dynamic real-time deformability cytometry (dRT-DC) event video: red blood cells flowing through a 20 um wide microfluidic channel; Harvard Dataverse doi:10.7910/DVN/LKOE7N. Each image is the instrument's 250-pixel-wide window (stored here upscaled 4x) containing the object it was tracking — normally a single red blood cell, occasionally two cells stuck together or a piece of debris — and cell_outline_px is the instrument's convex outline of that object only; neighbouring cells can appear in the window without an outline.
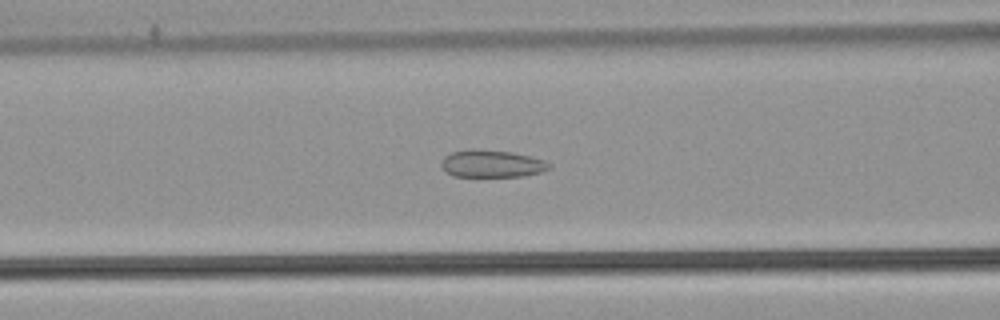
{"species": "common noctule bat (a hibernating species)", "species_latin": "Nyctalus noctula", "temperature_condition": "warm", "stored_images_in_passage": 53, "camera_frame_rate_fps": 3000, "um_per_image_px": 0.085, "animal": {"sex": "male", "body_mass_g": 21.5, "forearm_length_mm": 52.0}, "frame": {"image": 1, "passage_image": 22, "time_ms": 7.0, "image_size_px": [1000, 320], "cell_outline_px": [[552, 168], [540, 172], [524, 176], [452, 176], [440, 164], [444, 156], [452, 152], [472, 148], [476, 148], [512, 152], [532, 156], [544, 160], [552, 164]], "centroid_in_image_um": [41.83, 13.9], "position_along_channel_um": 124.8, "area_um2": 17.34}}
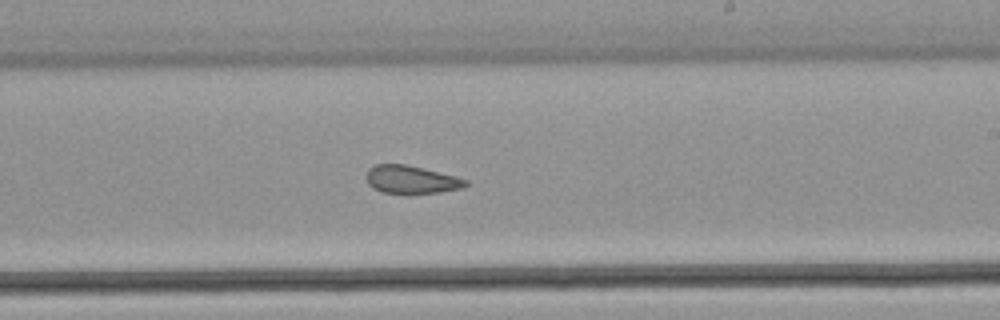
{"frame": {"image": 2, "passage_image": 32, "time_ms": 10.333, "image_size_px": [1000, 320], "cell_outline_px": [[468, 184], [464, 188], [440, 192], [384, 192], [372, 188], [368, 184], [368, 168], [376, 164], [404, 164], [456, 176], [468, 180]], "centroid_in_image_um": [34.99, 15.25], "position_along_channel_um": 254.0, "area_um2": 15.78}}
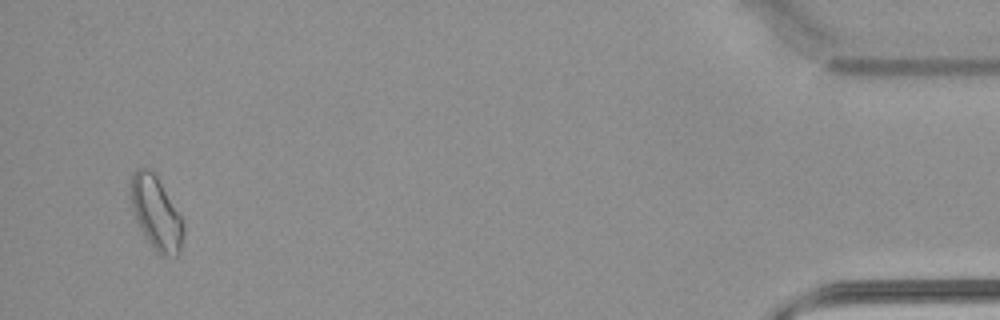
{"frame": {"image": 3, "passage_image": 51, "time_ms": 16.667, "image_size_px": [1000, 320], "cell_outline_px": [[184, 232], [180, 252], [176, 256], [164, 260], [156, 252], [140, 228], [136, 220], [132, 208], [128, 192], [128, 184], [132, 172], [136, 168], [148, 168], [156, 176], [180, 216], [184, 228]], "centroid_in_image_um": [13.23, 18.14], "position_along_channel_um": 422.0, "area_um2": 22.72}, "authors_computed_cell_mechanics": {"area_um2": 19.0162, "velocity_mm_per_s": 3.8824, "shape_relaxation_time_tau1_ms": null, "shape_relaxation_time_tau2_ms": 1.7646, "deformation_change_tau1": null, "deformation_change_tau2": 0.1007}}